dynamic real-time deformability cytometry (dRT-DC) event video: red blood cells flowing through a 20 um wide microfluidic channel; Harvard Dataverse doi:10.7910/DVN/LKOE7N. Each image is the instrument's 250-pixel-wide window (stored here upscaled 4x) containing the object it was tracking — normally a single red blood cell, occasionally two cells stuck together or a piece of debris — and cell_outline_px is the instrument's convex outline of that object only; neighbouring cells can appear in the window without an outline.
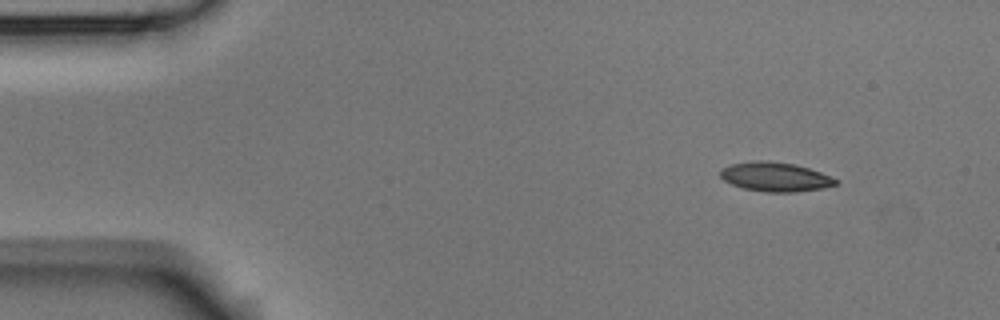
{"species": "Egyptian fruit bat (a non-hibernating species)", "species_latin": "Rousettus aegyptiacus", "temperature_condition": "room temperature", "stored_images_in_passage": 3, "camera_frame_rate_fps": 3000, "um_per_image_px": 0.085, "animal": {"sex": "male"}, "frame": {"image": 1, "passage_image": 1, "time_ms": 0.0, "image_size_px": [1000, 320], "cell_outline_px": [[840, 180], [836, 184], [824, 188], [796, 192], [764, 192], [744, 188], [732, 184], [724, 180], [720, 176], [720, 168], [732, 164], [752, 160], [768, 160], [796, 164], [820, 172]], "centroid_in_image_um": [65.9, 15.02], "position_along_channel_um": 19.1, "area_um2": 19.83}}
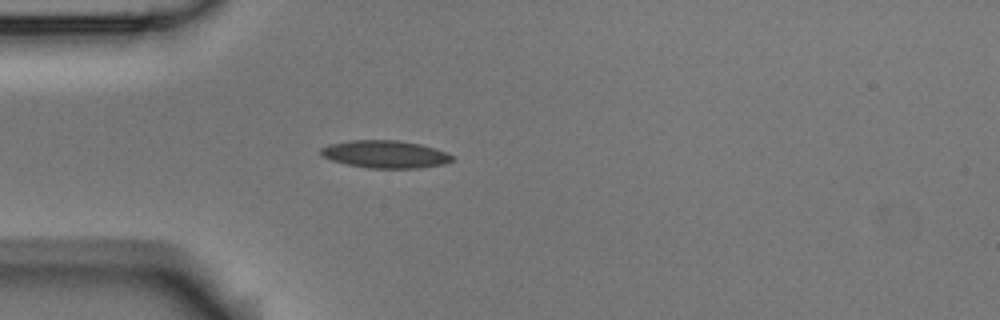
{"frame": {"image": 2, "passage_image": 3, "time_ms": 0.667, "image_size_px": [1000, 320], "cell_outline_px": [[456, 160], [444, 164], [420, 168], [368, 168], [348, 164], [332, 160], [320, 156], [320, 148], [328, 144], [348, 140], [396, 140], [420, 144], [436, 148], [448, 152]], "centroid_in_image_um": [32.75, 13.1], "position_along_channel_um": 52.2, "area_um2": 21.33}}